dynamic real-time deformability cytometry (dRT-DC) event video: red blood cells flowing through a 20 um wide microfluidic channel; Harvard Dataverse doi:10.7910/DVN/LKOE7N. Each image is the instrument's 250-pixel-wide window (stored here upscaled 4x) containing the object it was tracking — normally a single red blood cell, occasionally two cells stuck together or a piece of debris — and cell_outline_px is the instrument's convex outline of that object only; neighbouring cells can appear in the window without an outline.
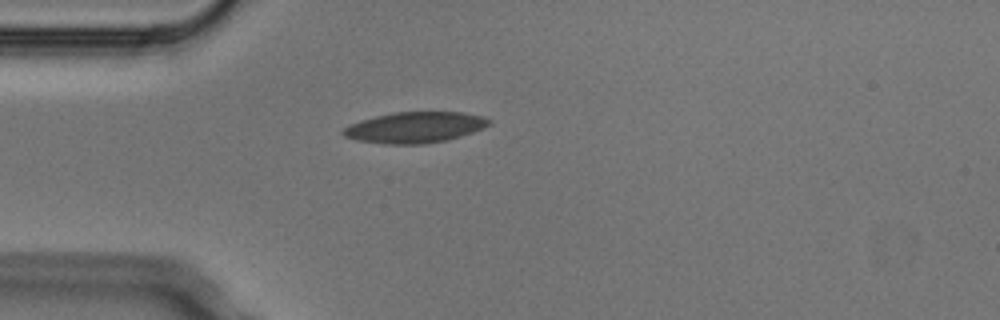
{"species": "Egyptian fruit bat (a non-hibernating species)", "species_latin": "Rousettus aegyptiacus", "temperature_condition": "cold", "stored_images_in_passage": 1, "camera_frame_rate_fps": 3000, "um_per_image_px": 0.085, "animal": {"sex": "male"}, "frame": {"image": 1, "passage_image": 1, "time_ms": 0.0, "image_size_px": [1000, 320], "cell_outline_px": [[492, 124], [484, 128], [448, 140], [424, 144], [384, 144], [356, 140], [344, 136], [340, 132], [344, 128], [360, 120], [392, 112], [464, 112], [484, 116], [492, 120]], "centroid_in_image_um": [35.3, 10.83], "position_along_channel_um": 49.7, "area_um2": 26.47}}